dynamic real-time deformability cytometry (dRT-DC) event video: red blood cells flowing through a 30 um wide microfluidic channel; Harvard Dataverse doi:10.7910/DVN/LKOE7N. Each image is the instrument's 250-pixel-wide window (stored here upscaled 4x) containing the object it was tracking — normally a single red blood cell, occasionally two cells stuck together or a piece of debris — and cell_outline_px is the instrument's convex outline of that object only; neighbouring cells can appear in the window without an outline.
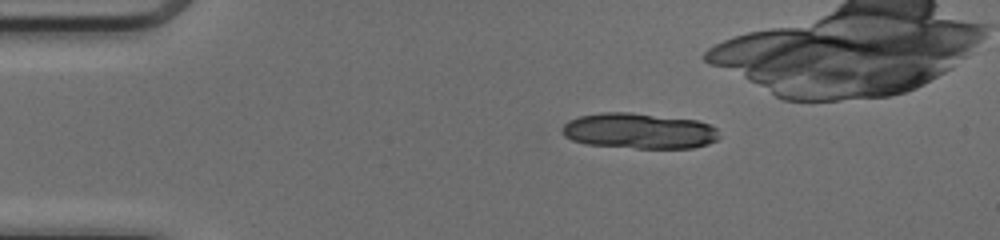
{"species": "common noctule bat (a hibernating species)", "species_latin": "Nyctalus noctula", "temperature_condition": "cold", "stored_images_in_passage": 9, "camera_frame_rate_fps": 3000, "um_per_image_px": 0.085, "animal": {"sex": "female", "body_mass_g": 17.0, "forearm_length_mm": 48.0}, "frame": {"image": 1, "passage_image": 1, "time_ms": 0.0, "image_size_px": [1000, 240], "cell_outline_px": [[720, 136], [716, 140], [708, 144], [692, 148], [636, 148], [588, 144], [572, 140], [564, 136], [560, 132], [560, 128], [568, 120], [580, 116], [600, 112], [632, 112], [696, 120], [708, 124], [716, 128]], "centroid_in_image_um": [54.3, 11.12], "position_along_channel_um": 30.7, "area_um2": 32.77}}